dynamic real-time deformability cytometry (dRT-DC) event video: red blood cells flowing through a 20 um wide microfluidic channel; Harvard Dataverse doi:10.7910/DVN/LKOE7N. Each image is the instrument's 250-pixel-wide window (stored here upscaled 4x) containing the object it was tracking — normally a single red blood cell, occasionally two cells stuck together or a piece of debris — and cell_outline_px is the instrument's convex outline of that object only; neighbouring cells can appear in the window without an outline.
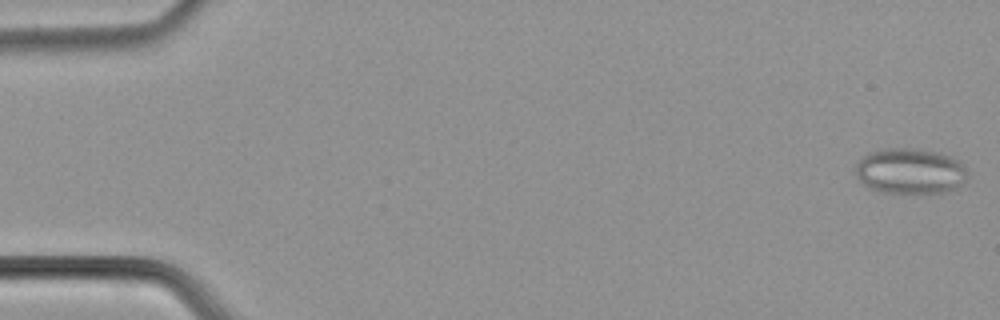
{"species": "common noctule bat (a hibernating species)", "species_latin": "Nyctalus noctula", "temperature_condition": "cold", "stored_images_in_passage": 56, "camera_frame_rate_fps": 3000, "um_per_image_px": 0.085, "animal": {"sex": "male", "body_mass_g": 21.5, "forearm_length_mm": 52.0}, "frame": {"image": 1, "passage_image": 1, "time_ms": 0.0, "image_size_px": [1000, 320], "cell_outline_px": [[968, 176], [956, 188], [944, 192], [924, 196], [884, 192], [868, 188], [856, 176], [856, 164], [868, 152], [880, 148], [920, 148], [936, 152], [948, 156], [964, 164], [968, 172]], "centroid_in_image_um": [77.36, 14.57], "position_along_channel_um": 7.6, "area_um2": 30.58}}
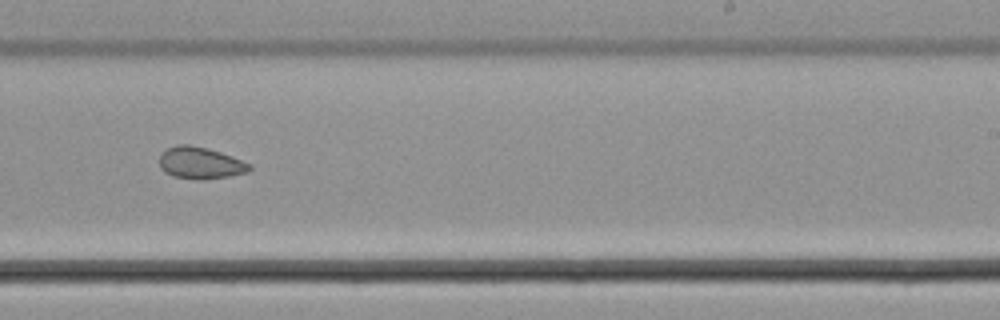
{"frame": {"image": 2, "passage_image": 35, "time_ms": 11.333, "image_size_px": [1000, 320], "cell_outline_px": [[252, 168], [248, 172], [228, 176], [204, 180], [196, 180], [172, 176], [164, 172], [160, 168], [160, 152], [176, 144], [188, 144], [208, 148], [220, 152], [252, 164]], "centroid_in_image_um": [17.01, 13.85], "position_along_channel_um": 272.0, "area_um2": 16.94}}
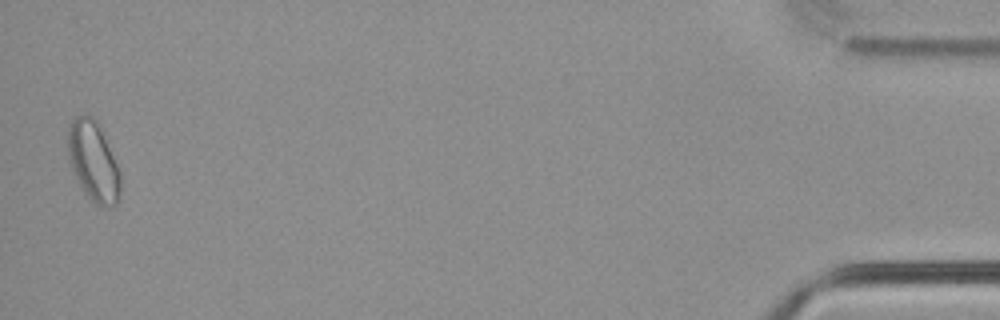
{"frame": {"image": 3, "passage_image": 55, "time_ms": 18.0, "image_size_px": [1000, 320], "cell_outline_px": [[120, 200], [116, 204], [104, 208], [100, 208], [84, 192], [72, 172], [68, 160], [68, 124], [72, 116], [92, 116], [100, 124], [120, 172]], "centroid_in_image_um": [7.92, 13.72], "position_along_channel_um": 427.3, "area_um2": 24.85}}